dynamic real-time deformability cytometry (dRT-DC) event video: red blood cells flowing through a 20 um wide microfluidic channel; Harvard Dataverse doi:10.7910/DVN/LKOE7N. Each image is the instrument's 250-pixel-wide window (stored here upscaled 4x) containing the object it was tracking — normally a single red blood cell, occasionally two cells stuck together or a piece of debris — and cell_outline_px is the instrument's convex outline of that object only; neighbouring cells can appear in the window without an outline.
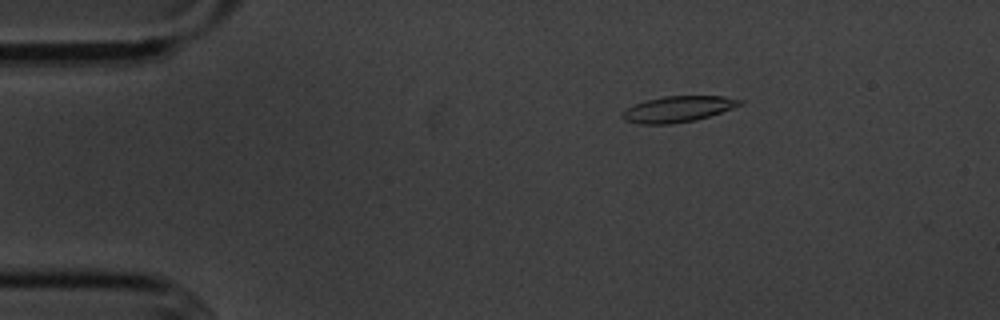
{"species": "common noctule bat (a hibernating species)", "species_latin": "Nyctalus noctula", "temperature_condition": "cold", "stored_images_in_passage": 47, "camera_frame_rate_fps": 3000, "um_per_image_px": 0.085, "animal": {"sex": "male", "body_mass_g": 20.1, "forearm_length_mm": 53.5}, "frame": {"image": 1, "passage_image": 1, "time_ms": 0.0, "image_size_px": [1000, 320], "cell_outline_px": [[744, 104], [696, 120], [672, 124], [640, 124], [624, 120], [620, 116], [620, 112], [636, 104], [648, 100], [664, 96], [724, 96], [744, 100]], "centroid_in_image_um": [57.63, 9.27], "position_along_channel_um": 27.4, "area_um2": 17.74}}
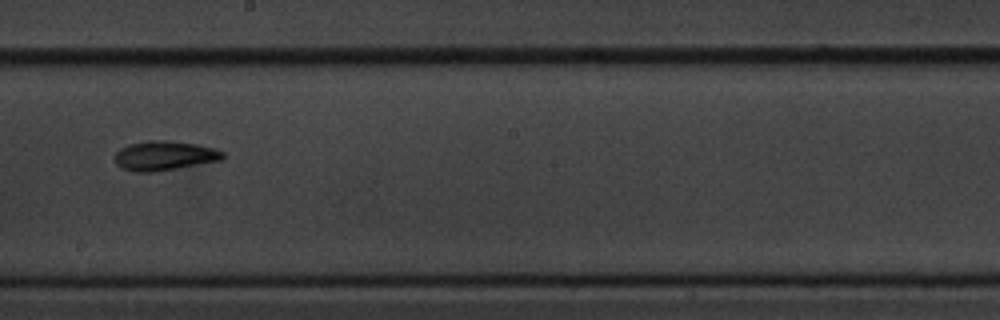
{"frame": {"image": 2, "passage_image": 23, "time_ms": 7.333, "image_size_px": [1000, 320], "cell_outline_px": [[224, 156], [220, 160], [176, 168], [152, 172], [136, 172], [120, 168], [116, 164], [116, 152], [120, 148], [128, 144], [148, 140], [168, 140], [196, 144], [216, 148], [224, 152]], "centroid_in_image_um": [13.95, 13.22], "position_along_channel_um": 234.2, "area_um2": 18.5}}
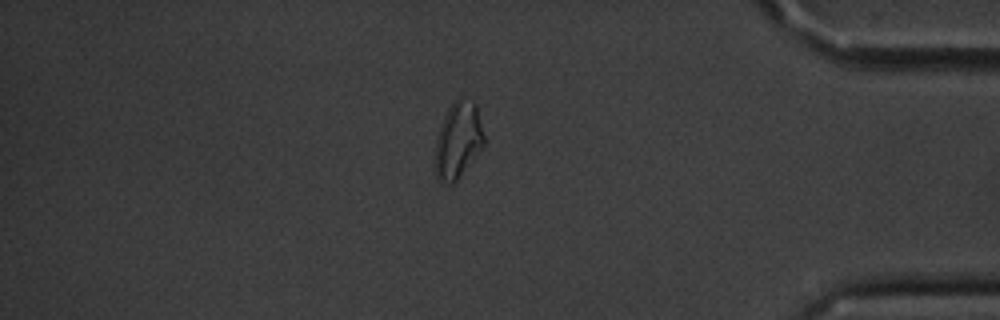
{"frame": {"image": 3, "passage_image": 39, "time_ms": 12.667, "image_size_px": [1000, 320], "cell_outline_px": [[484, 144], [460, 176], [452, 184], [444, 184], [436, 180], [432, 168], [436, 140], [440, 124], [448, 108], [460, 96], [472, 100], [476, 104], [484, 136]], "centroid_in_image_um": [38.87, 11.96], "position_along_channel_um": 396.3, "area_um2": 22.14}, "authors_computed_cell_mechanics": {"area_um2": 18.1492, "velocity_mm_per_s": 3.6048, "shape_relaxation_time_tau1_ms": 3.138, "shape_relaxation_time_tau2_ms": 6.2989, "deformation_change_tau1": 0.1068, "deformation_change_tau2": 0.1381}}